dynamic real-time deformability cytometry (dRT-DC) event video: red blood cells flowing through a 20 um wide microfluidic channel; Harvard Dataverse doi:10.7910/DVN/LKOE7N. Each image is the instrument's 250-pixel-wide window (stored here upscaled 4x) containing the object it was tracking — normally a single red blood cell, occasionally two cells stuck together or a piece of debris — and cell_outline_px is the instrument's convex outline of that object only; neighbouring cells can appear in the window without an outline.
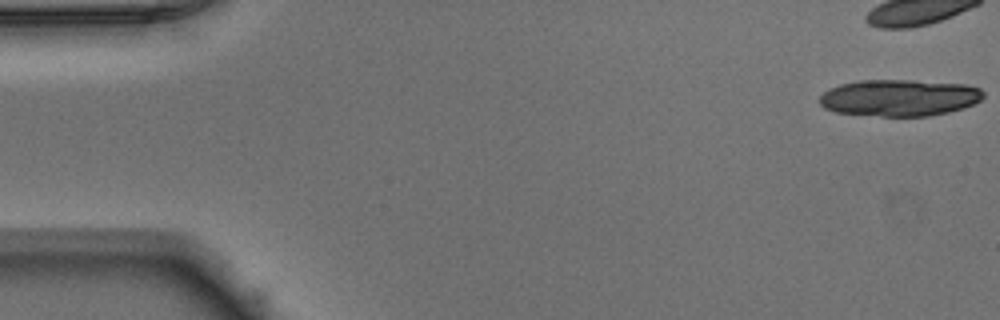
{"species": "Egyptian fruit bat (a non-hibernating species)", "species_latin": "Rousettus aegyptiacus", "temperature_condition": "warm", "stored_images_in_passage": 38, "camera_frame_rate_fps": 3000, "um_per_image_px": 0.085, "animal": {"sex": "male"}, "frame": {"image": 1, "passage_image": 1, "time_ms": 0.0, "image_size_px": [1000, 320], "cell_outline_px": [[984, 96], [980, 100], [964, 108], [948, 112], [928, 116], [880, 116], [836, 112], [824, 108], [820, 104], [820, 96], [828, 88], [840, 84], [860, 80], [916, 80], [968, 84], [980, 88], [984, 92]], "centroid_in_image_um": [76.46, 8.3], "position_along_channel_um": 8.5, "area_um2": 35.26}}